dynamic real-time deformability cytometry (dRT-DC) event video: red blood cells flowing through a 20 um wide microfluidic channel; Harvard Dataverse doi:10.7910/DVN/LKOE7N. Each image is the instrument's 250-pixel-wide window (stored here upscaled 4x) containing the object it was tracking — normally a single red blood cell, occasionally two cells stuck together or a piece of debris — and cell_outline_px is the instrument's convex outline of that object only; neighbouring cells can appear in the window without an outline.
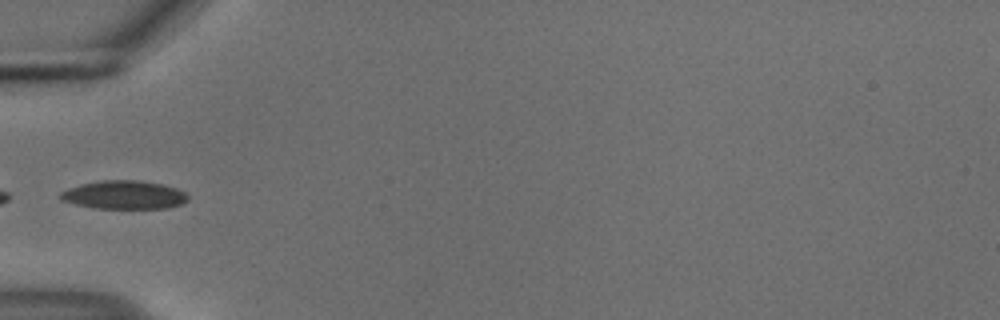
{"species": "common noctule bat (a hibernating species)", "species_latin": "Nyctalus noctula", "temperature_condition": "cold", "stored_images_in_passage": 5, "camera_frame_rate_fps": 3000, "um_per_image_px": 0.085, "animal": {"sex": "male", "body_mass_g": 18.8}, "frame": {"image": 1, "passage_image": 5, "time_ms": 1.333, "image_size_px": [1000, 320], "cell_outline_px": [[188, 200], [180, 204], [168, 208], [96, 208], [76, 204], [60, 200], [56, 196], [60, 192], [68, 188], [80, 184], [100, 180], [136, 180], [160, 184], [176, 188], [184, 192], [188, 196]], "centroid_in_image_um": [10.49, 16.56], "position_along_channel_um": 74.5, "area_um2": 21.1}}